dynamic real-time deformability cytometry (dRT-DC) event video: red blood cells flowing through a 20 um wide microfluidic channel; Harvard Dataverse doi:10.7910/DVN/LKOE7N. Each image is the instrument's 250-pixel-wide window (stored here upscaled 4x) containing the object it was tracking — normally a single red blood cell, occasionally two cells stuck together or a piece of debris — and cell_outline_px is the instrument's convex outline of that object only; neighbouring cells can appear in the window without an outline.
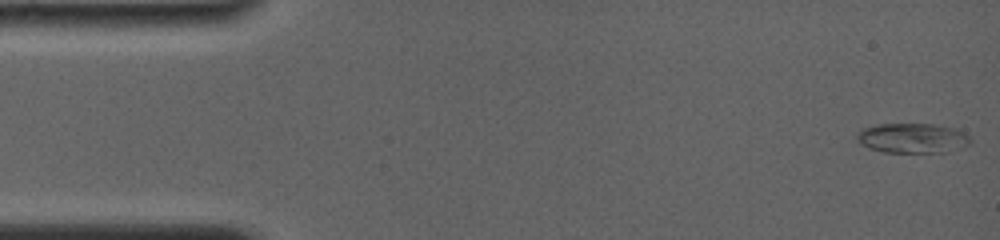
{"species": "common noctule bat (a hibernating species)", "species_latin": "Nyctalus noctula", "temperature_condition": "room temperature", "stored_images_in_passage": 38, "camera_frame_rate_fps": 4000, "um_per_image_px": 0.085, "animal": {"sex": "female", "body_mass_g": 19.0, "forearm_length_mm": 56.7}, "frame": {"image": 1, "passage_image": 1, "time_ms": 0.0, "image_size_px": [1000, 240], "cell_outline_px": [[972, 144], [944, 152], [884, 152], [868, 148], [860, 144], [856, 136], [856, 132], [864, 128], [876, 124], [932, 124], [952, 128], [968, 136], [972, 140]], "centroid_in_image_um": [77.51, 11.74], "position_along_channel_um": 7.5, "area_um2": 19.59}}
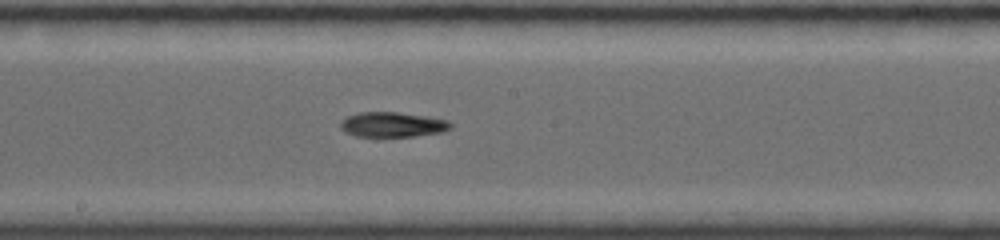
{"frame": {"image": 2, "passage_image": 17, "time_ms": 8.5, "image_size_px": [1000, 240], "cell_outline_px": [[452, 128], [444, 132], [412, 136], [356, 136], [344, 132], [340, 128], [340, 120], [348, 116], [360, 112], [396, 112], [424, 116], [448, 120], [452, 124]], "centroid_in_image_um": [33.35, 10.59], "position_along_channel_um": 214.8, "area_um2": 16.01}}
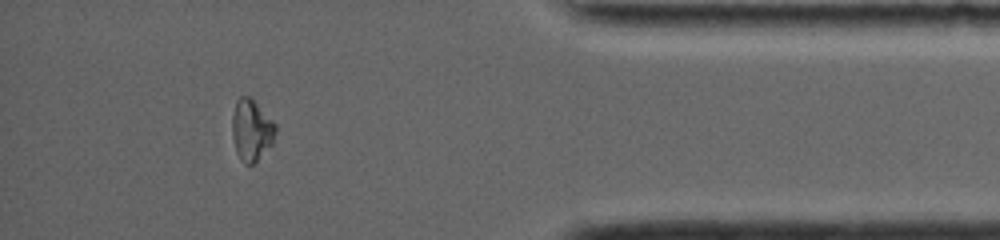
{"frame": {"image": 3, "passage_image": 33, "time_ms": 14.25, "image_size_px": [1000, 240], "cell_outline_px": [[276, 132], [272, 144], [252, 164], [244, 164], [240, 160], [236, 152], [232, 136], [232, 116], [236, 100], [240, 96], [248, 96], [276, 124]], "centroid_in_image_um": [21.35, 11.07], "position_along_channel_um": 413.8, "area_um2": 15.32}}